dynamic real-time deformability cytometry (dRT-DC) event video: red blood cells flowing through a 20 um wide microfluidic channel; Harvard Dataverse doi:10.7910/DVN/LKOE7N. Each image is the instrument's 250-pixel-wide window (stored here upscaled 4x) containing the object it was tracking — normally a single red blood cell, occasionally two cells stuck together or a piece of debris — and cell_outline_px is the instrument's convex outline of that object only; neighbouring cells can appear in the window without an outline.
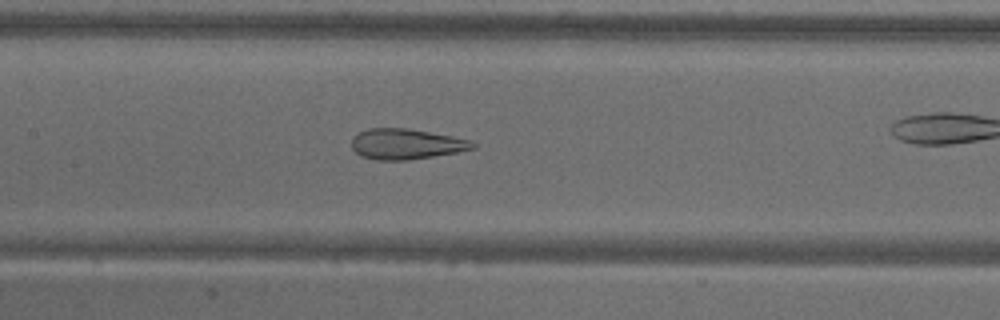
{"species": "common noctule bat (a hibernating species)", "species_latin": "Nyctalus noctula", "temperature_condition": "warm", "stored_images_in_passage": 44, "camera_frame_rate_fps": 3000, "um_per_image_px": 0.085, "animal": {"sex": "male", "body_mass_g": 18.8}, "frame": {"image": 1, "passage_image": 26, "time_ms": 8.333, "image_size_px": [1000, 320], "cell_outline_px": [[476, 148], [456, 152], [408, 160], [376, 160], [360, 156], [352, 148], [352, 136], [368, 128], [408, 128], [452, 136], [468, 140], [476, 144]], "centroid_in_image_um": [34.48, 12.24], "position_along_channel_um": 172.9, "area_um2": 21.44}}
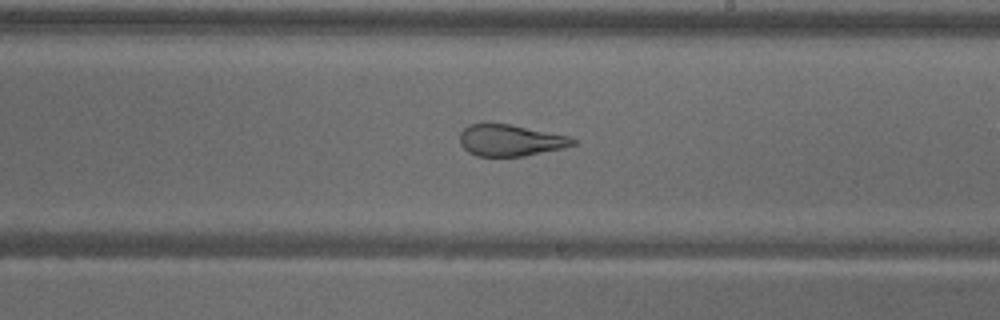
{"frame": {"image": 2, "passage_image": 32, "time_ms": 10.333, "image_size_px": [1000, 320], "cell_outline_px": [[576, 144], [560, 148], [524, 156], [476, 156], [468, 152], [460, 144], [460, 132], [468, 124], [508, 124], [568, 136], [576, 140]], "centroid_in_image_um": [43.33, 11.93], "position_along_channel_um": 245.7, "area_um2": 20.4}}